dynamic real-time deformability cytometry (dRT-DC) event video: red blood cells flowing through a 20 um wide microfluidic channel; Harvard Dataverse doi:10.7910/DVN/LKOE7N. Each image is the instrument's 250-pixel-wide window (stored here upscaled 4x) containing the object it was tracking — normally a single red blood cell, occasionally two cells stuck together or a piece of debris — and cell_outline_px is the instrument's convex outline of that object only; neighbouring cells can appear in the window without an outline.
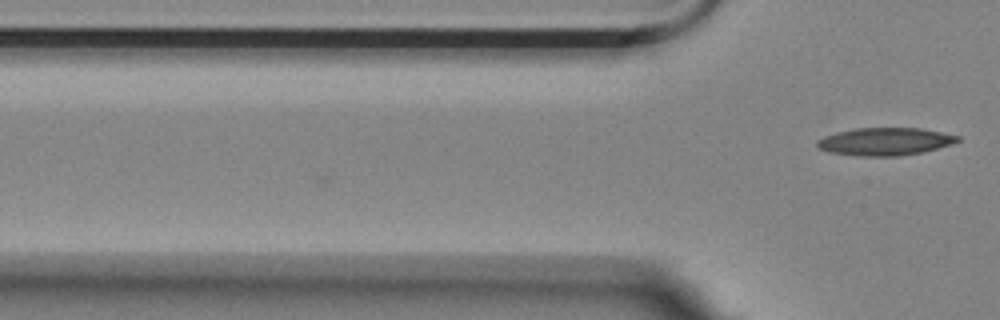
{"species": "Egyptian fruit bat (a non-hibernating species)", "species_latin": "Rousettus aegyptiacus", "temperature_condition": "room temperature", "stored_images_in_passage": 17, "camera_frame_rate_fps": 3000, "um_per_image_px": 0.085, "animal": {"sex": "female"}, "frame": {"image": 1, "passage_image": 17, "time_ms": 5.333, "image_size_px": [1000, 320], "cell_outline_px": [[960, 140], [924, 152], [900, 156], [860, 156], [828, 152], [820, 148], [816, 144], [816, 140], [824, 136], [836, 132], [856, 128], [920, 128], [960, 136]], "centroid_in_image_um": [75.18, 12.03], "position_along_channel_um": 50.6, "area_um2": 22.54}}